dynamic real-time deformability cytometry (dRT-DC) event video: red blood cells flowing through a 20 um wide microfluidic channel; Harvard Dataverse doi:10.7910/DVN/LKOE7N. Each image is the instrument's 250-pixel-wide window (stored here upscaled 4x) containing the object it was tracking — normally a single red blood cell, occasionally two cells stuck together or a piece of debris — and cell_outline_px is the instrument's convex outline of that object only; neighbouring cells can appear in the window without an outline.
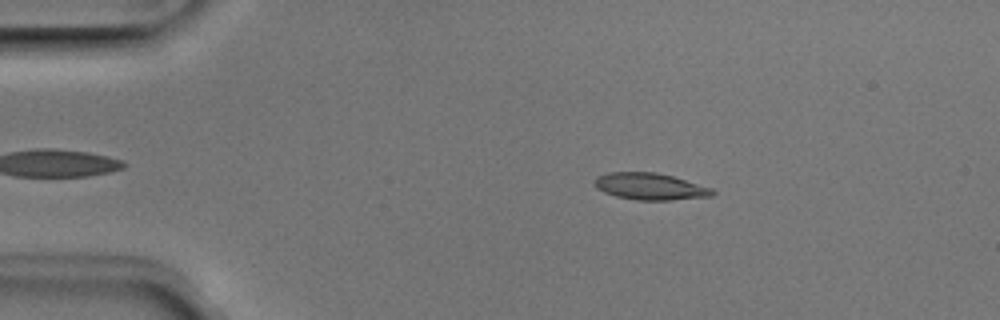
{"species": "Egyptian fruit bat (a non-hibernating species)", "species_latin": "Rousettus aegyptiacus", "temperature_condition": "room temperature", "stored_images_in_passage": 45, "camera_frame_rate_fps": 3000, "um_per_image_px": 0.085, "animal": {"sex": "male"}, "frame": {"image": 1, "passage_image": 10, "time_ms": 3.0, "image_size_px": [1000, 320], "cell_outline_px": [[716, 192], [712, 196], [672, 200], [636, 200], [616, 196], [604, 192], [596, 188], [596, 176], [608, 172], [656, 172], [672, 176], [712, 188]], "centroid_in_image_um": [55.26, 15.85], "position_along_channel_um": 29.7, "area_um2": 18.32}}
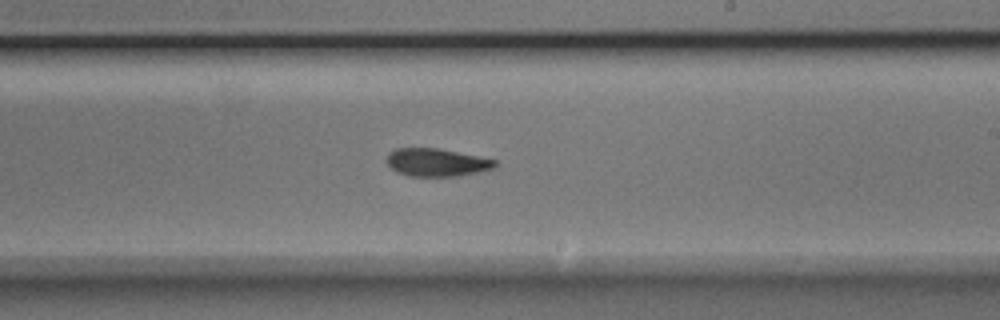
{"frame": {"image": 2, "passage_image": 31, "time_ms": 10.0, "image_size_px": [1000, 320], "cell_outline_px": [[496, 164], [492, 168], [460, 176], [408, 176], [396, 172], [388, 164], [388, 156], [396, 148], [436, 148], [496, 160]], "centroid_in_image_um": [37.09, 13.81], "position_along_channel_um": 251.9, "area_um2": 17.17}}
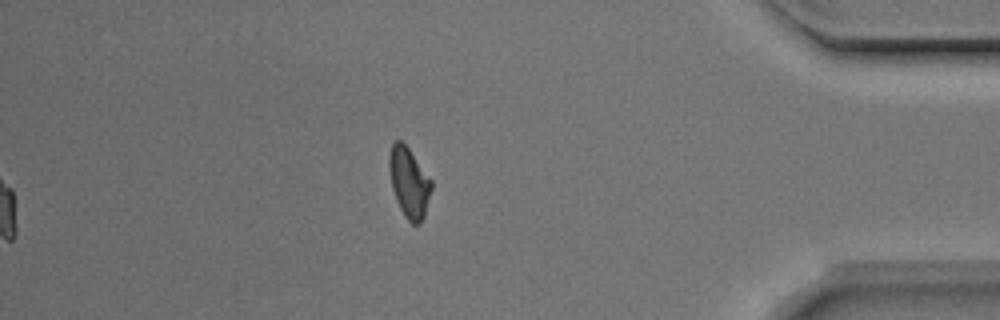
{"frame": {"image": 3, "passage_image": 45, "time_ms": 14.667, "image_size_px": [1000, 320], "cell_outline_px": [[432, 188], [424, 216], [420, 224], [412, 224], [404, 216], [396, 200], [392, 188], [388, 168], [388, 156], [392, 144], [396, 140], [400, 140], [408, 148], [432, 180]], "centroid_in_image_um": [34.76, 15.52], "position_along_channel_um": 400.4, "area_um2": 17.22}, "authors_computed_cell_mechanics": {"area_um2": 17.9758, "velocity_mm_per_s": 3.9796, "shape_relaxation_time_tau1_ms": 5.9574, "shape_relaxation_time_tau2_ms": 6.1681, "deformation_change_tau1": 0.179, "deformation_change_tau2": 0.1125}}